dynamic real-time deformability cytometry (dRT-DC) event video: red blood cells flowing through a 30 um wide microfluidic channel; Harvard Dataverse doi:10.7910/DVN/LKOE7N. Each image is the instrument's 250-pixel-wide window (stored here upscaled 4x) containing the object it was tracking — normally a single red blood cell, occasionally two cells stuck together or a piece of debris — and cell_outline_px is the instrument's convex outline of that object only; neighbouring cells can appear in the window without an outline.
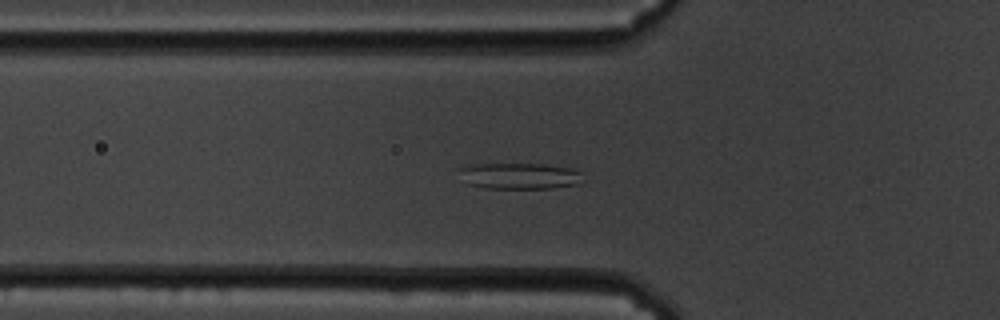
{"species": "common noctule bat (a hibernating species)", "species_latin": "Nyctalus noctula", "temperature_condition": "cold", "stored_images_in_passage": 57, "camera_frame_rate_fps": 3000, "um_per_image_px": 0.085, "animal": {"sex": "male", "body_mass_g": 19.5, "forearm_length_mm": 54.6}, "frame": {"image": 1, "passage_image": 19, "time_ms": 6.0, "image_size_px": [1000, 320], "cell_outline_px": [[588, 180], [580, 184], [552, 188], [484, 188], [468, 184], [456, 168], [472, 164], [540, 164], [572, 168], [584, 172]], "centroid_in_image_um": [44.27, 14.95], "position_along_channel_um": 81.5, "area_um2": 19.31}}
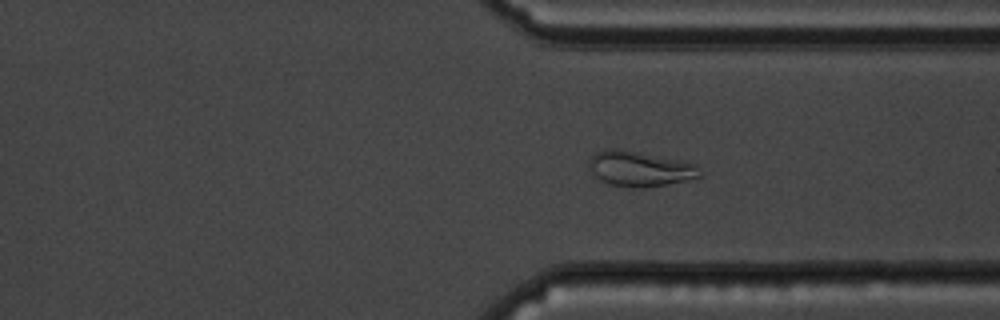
{"frame": {"image": 2, "passage_image": 43, "time_ms": 14.0, "image_size_px": [1000, 320], "cell_outline_px": [[704, 176], [688, 180], [644, 188], [632, 188], [608, 184], [600, 180], [588, 168], [588, 164], [592, 156], [596, 152], [604, 148], [616, 148], [680, 160], [696, 164]], "centroid_in_image_um": [54.38, 14.35], "position_along_channel_um": 357.0, "area_um2": 22.89}}
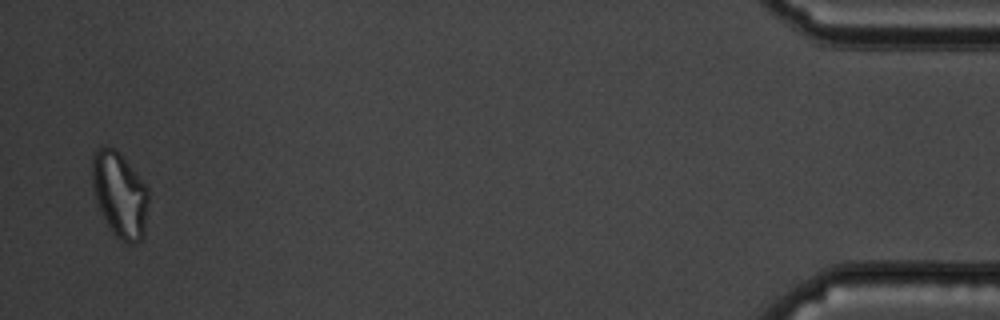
{"frame": {"image": 3, "passage_image": 56, "time_ms": 18.333, "image_size_px": [1000, 320], "cell_outline_px": [[148, 200], [144, 236], [136, 244], [124, 244], [112, 232], [104, 220], [96, 204], [92, 192], [92, 156], [96, 148], [112, 148], [120, 152], [148, 188]], "centroid_in_image_um": [10.16, 16.58], "position_along_channel_um": 425.0, "area_um2": 28.44}, "authors_computed_cell_mechanics": {"area_um2": 23.12, "velocity_mm_per_s": 3.4414, "shape_relaxation_time_tau1_ms": null, "shape_relaxation_time_tau2_ms": 2.4758, "deformation_change_tau1": null, "deformation_change_tau2": 0.0978}}